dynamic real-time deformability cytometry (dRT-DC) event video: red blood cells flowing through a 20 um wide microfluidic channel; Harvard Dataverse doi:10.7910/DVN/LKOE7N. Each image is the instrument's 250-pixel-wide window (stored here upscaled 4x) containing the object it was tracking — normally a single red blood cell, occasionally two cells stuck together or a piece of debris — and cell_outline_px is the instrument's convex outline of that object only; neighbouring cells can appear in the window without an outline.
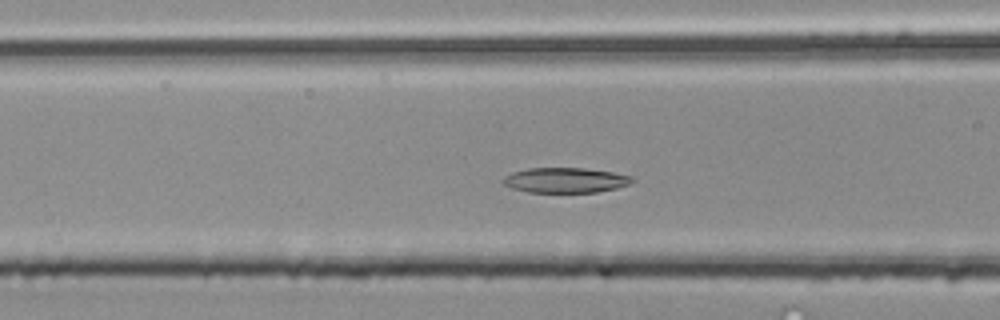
{"species": "common noctule bat (a hibernating species)", "species_latin": "Nyctalus noctula", "temperature_condition": "room temperature", "stored_images_in_passage": 36, "camera_frame_rate_fps": 3000, "um_per_image_px": 0.085, "animal": {"sex": "male", "body_mass_g": 20.4}, "frame": {"image": 1, "passage_image": 5, "time_ms": 1.333, "image_size_px": [1000, 320], "cell_outline_px": [[636, 180], [628, 184], [616, 188], [596, 192], [528, 192], [512, 188], [504, 184], [500, 180], [504, 176], [512, 172], [528, 168], [584, 168], [612, 172], [632, 176]], "centroid_in_image_um": [48.03, 15.31], "position_along_channel_um": 118.6, "area_um2": 18.9}}
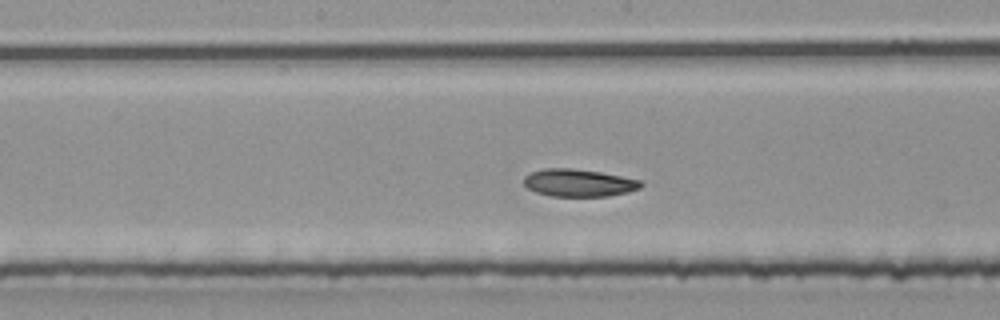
{"frame": {"image": 2, "passage_image": 11, "time_ms": 3.333, "image_size_px": [1000, 320], "cell_outline_px": [[644, 184], [640, 188], [628, 192], [608, 196], [552, 196], [536, 192], [528, 188], [524, 184], [524, 176], [532, 172], [544, 168], [572, 168], [600, 172], [640, 180]], "centroid_in_image_um": [49.19, 15.54], "position_along_channel_um": 199.0, "area_um2": 18.67}}
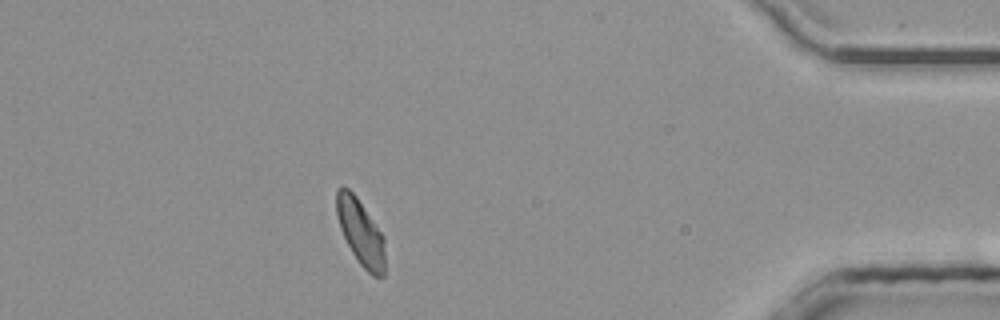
{"frame": {"image": 3, "passage_image": 30, "time_ms": 9.667, "image_size_px": [1000, 320], "cell_outline_px": [[384, 276], [372, 276], [356, 260], [340, 228], [336, 216], [336, 188], [340, 184], [344, 184], [356, 196], [384, 236]], "centroid_in_image_um": [30.62, 19.7], "position_along_channel_um": 404.6, "area_um2": 18.67}, "authors_computed_cell_mechanics": {"area_um2": 18.9295, "velocity_mm_per_s": 4.0276, "shape_relaxation_time_tau1_ms": 2.4822, "shape_relaxation_time_tau2_ms": 3.2303, "deformation_change_tau1": 0.1042, "deformation_change_tau2": 0.058}}